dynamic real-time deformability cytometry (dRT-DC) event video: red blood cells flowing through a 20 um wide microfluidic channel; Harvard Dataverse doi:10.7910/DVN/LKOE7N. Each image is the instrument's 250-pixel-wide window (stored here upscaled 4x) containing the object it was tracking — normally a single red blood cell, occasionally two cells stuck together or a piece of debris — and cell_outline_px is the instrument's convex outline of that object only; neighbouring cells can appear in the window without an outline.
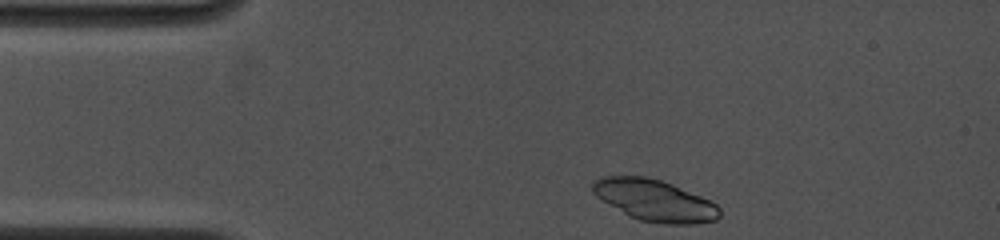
{"species": "common noctule bat (a hibernating species)", "species_latin": "Nyctalus noctula", "temperature_condition": "cold", "stored_images_in_passage": 3, "camera_frame_rate_fps": 4500, "um_per_image_px": 0.085, "animal": {"sex": "female", "body_mass_g": 19.0, "forearm_length_mm": 53.3}, "frame": {"image": 1, "passage_image": 1, "time_ms": 0.0, "image_size_px": [1000, 240], "cell_outline_px": [[720, 216], [716, 220], [696, 224], [664, 224], [640, 220], [628, 216], [596, 196], [592, 192], [592, 184], [596, 180], [604, 176], [644, 176], [660, 180], [672, 184], [700, 196], [716, 204], [720, 208]], "centroid_in_image_um": [55.65, 17.04], "position_along_channel_um": 29.4, "area_um2": 30.52}}